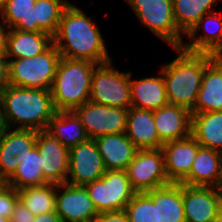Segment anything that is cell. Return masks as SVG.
Returning a JSON list of instances; mask_svg holds the SVG:
<instances>
[{
	"label": "cell",
	"instance_id": "cell-10",
	"mask_svg": "<svg viewBox=\"0 0 222 222\" xmlns=\"http://www.w3.org/2000/svg\"><path fill=\"white\" fill-rule=\"evenodd\" d=\"M73 111L79 117L89 139L105 134L126 133L128 109L87 101Z\"/></svg>",
	"mask_w": 222,
	"mask_h": 222
},
{
	"label": "cell",
	"instance_id": "cell-18",
	"mask_svg": "<svg viewBox=\"0 0 222 222\" xmlns=\"http://www.w3.org/2000/svg\"><path fill=\"white\" fill-rule=\"evenodd\" d=\"M159 140L164 144L191 134V112L175 104H166L153 111Z\"/></svg>",
	"mask_w": 222,
	"mask_h": 222
},
{
	"label": "cell",
	"instance_id": "cell-43",
	"mask_svg": "<svg viewBox=\"0 0 222 222\" xmlns=\"http://www.w3.org/2000/svg\"><path fill=\"white\" fill-rule=\"evenodd\" d=\"M0 222H10L9 219L0 216Z\"/></svg>",
	"mask_w": 222,
	"mask_h": 222
},
{
	"label": "cell",
	"instance_id": "cell-9",
	"mask_svg": "<svg viewBox=\"0 0 222 222\" xmlns=\"http://www.w3.org/2000/svg\"><path fill=\"white\" fill-rule=\"evenodd\" d=\"M126 173L136 193L148 192L170 184L161 148L137 150L127 166Z\"/></svg>",
	"mask_w": 222,
	"mask_h": 222
},
{
	"label": "cell",
	"instance_id": "cell-30",
	"mask_svg": "<svg viewBox=\"0 0 222 222\" xmlns=\"http://www.w3.org/2000/svg\"><path fill=\"white\" fill-rule=\"evenodd\" d=\"M218 0H173L175 22L183 37L207 13L215 11ZM214 7V8H213Z\"/></svg>",
	"mask_w": 222,
	"mask_h": 222
},
{
	"label": "cell",
	"instance_id": "cell-27",
	"mask_svg": "<svg viewBox=\"0 0 222 222\" xmlns=\"http://www.w3.org/2000/svg\"><path fill=\"white\" fill-rule=\"evenodd\" d=\"M18 166L15 172L5 181L16 190L27 187L41 186L49 183L43 176L41 155L35 145L29 152L16 157Z\"/></svg>",
	"mask_w": 222,
	"mask_h": 222
},
{
	"label": "cell",
	"instance_id": "cell-29",
	"mask_svg": "<svg viewBox=\"0 0 222 222\" xmlns=\"http://www.w3.org/2000/svg\"><path fill=\"white\" fill-rule=\"evenodd\" d=\"M35 2L36 0H7L0 8V18L9 29L38 32Z\"/></svg>",
	"mask_w": 222,
	"mask_h": 222
},
{
	"label": "cell",
	"instance_id": "cell-35",
	"mask_svg": "<svg viewBox=\"0 0 222 222\" xmlns=\"http://www.w3.org/2000/svg\"><path fill=\"white\" fill-rule=\"evenodd\" d=\"M35 215L32 214L19 200L9 218L10 222H33Z\"/></svg>",
	"mask_w": 222,
	"mask_h": 222
},
{
	"label": "cell",
	"instance_id": "cell-47",
	"mask_svg": "<svg viewBox=\"0 0 222 222\" xmlns=\"http://www.w3.org/2000/svg\"><path fill=\"white\" fill-rule=\"evenodd\" d=\"M218 57L222 60V53L220 55H218Z\"/></svg>",
	"mask_w": 222,
	"mask_h": 222
},
{
	"label": "cell",
	"instance_id": "cell-28",
	"mask_svg": "<svg viewBox=\"0 0 222 222\" xmlns=\"http://www.w3.org/2000/svg\"><path fill=\"white\" fill-rule=\"evenodd\" d=\"M46 131L69 149L89 139L73 110L56 111Z\"/></svg>",
	"mask_w": 222,
	"mask_h": 222
},
{
	"label": "cell",
	"instance_id": "cell-34",
	"mask_svg": "<svg viewBox=\"0 0 222 222\" xmlns=\"http://www.w3.org/2000/svg\"><path fill=\"white\" fill-rule=\"evenodd\" d=\"M19 201V195L15 188L6 183L0 187V216L9 219Z\"/></svg>",
	"mask_w": 222,
	"mask_h": 222
},
{
	"label": "cell",
	"instance_id": "cell-36",
	"mask_svg": "<svg viewBox=\"0 0 222 222\" xmlns=\"http://www.w3.org/2000/svg\"><path fill=\"white\" fill-rule=\"evenodd\" d=\"M94 222H130L125 211L100 213Z\"/></svg>",
	"mask_w": 222,
	"mask_h": 222
},
{
	"label": "cell",
	"instance_id": "cell-41",
	"mask_svg": "<svg viewBox=\"0 0 222 222\" xmlns=\"http://www.w3.org/2000/svg\"><path fill=\"white\" fill-rule=\"evenodd\" d=\"M215 222H222V205H221V207L218 210Z\"/></svg>",
	"mask_w": 222,
	"mask_h": 222
},
{
	"label": "cell",
	"instance_id": "cell-13",
	"mask_svg": "<svg viewBox=\"0 0 222 222\" xmlns=\"http://www.w3.org/2000/svg\"><path fill=\"white\" fill-rule=\"evenodd\" d=\"M185 222H215L222 205L218 187L190 186L182 183Z\"/></svg>",
	"mask_w": 222,
	"mask_h": 222
},
{
	"label": "cell",
	"instance_id": "cell-46",
	"mask_svg": "<svg viewBox=\"0 0 222 222\" xmlns=\"http://www.w3.org/2000/svg\"><path fill=\"white\" fill-rule=\"evenodd\" d=\"M2 89H3V87L0 85V104H1Z\"/></svg>",
	"mask_w": 222,
	"mask_h": 222
},
{
	"label": "cell",
	"instance_id": "cell-16",
	"mask_svg": "<svg viewBox=\"0 0 222 222\" xmlns=\"http://www.w3.org/2000/svg\"><path fill=\"white\" fill-rule=\"evenodd\" d=\"M218 14L216 11L205 14L185 35L188 41L182 43L181 49L191 53L220 55L222 53V14ZM200 28L205 33L202 32L197 37Z\"/></svg>",
	"mask_w": 222,
	"mask_h": 222
},
{
	"label": "cell",
	"instance_id": "cell-37",
	"mask_svg": "<svg viewBox=\"0 0 222 222\" xmlns=\"http://www.w3.org/2000/svg\"><path fill=\"white\" fill-rule=\"evenodd\" d=\"M8 84V59L0 54V85L4 88Z\"/></svg>",
	"mask_w": 222,
	"mask_h": 222
},
{
	"label": "cell",
	"instance_id": "cell-8",
	"mask_svg": "<svg viewBox=\"0 0 222 222\" xmlns=\"http://www.w3.org/2000/svg\"><path fill=\"white\" fill-rule=\"evenodd\" d=\"M98 214L124 211L136 193L126 170H106L98 180L85 185Z\"/></svg>",
	"mask_w": 222,
	"mask_h": 222
},
{
	"label": "cell",
	"instance_id": "cell-22",
	"mask_svg": "<svg viewBox=\"0 0 222 222\" xmlns=\"http://www.w3.org/2000/svg\"><path fill=\"white\" fill-rule=\"evenodd\" d=\"M222 178V153L199 147L189 175L181 182L190 186L218 187Z\"/></svg>",
	"mask_w": 222,
	"mask_h": 222
},
{
	"label": "cell",
	"instance_id": "cell-40",
	"mask_svg": "<svg viewBox=\"0 0 222 222\" xmlns=\"http://www.w3.org/2000/svg\"><path fill=\"white\" fill-rule=\"evenodd\" d=\"M6 128L7 127H6L5 121L2 117V115L0 114V141L2 139L3 133L6 130Z\"/></svg>",
	"mask_w": 222,
	"mask_h": 222
},
{
	"label": "cell",
	"instance_id": "cell-33",
	"mask_svg": "<svg viewBox=\"0 0 222 222\" xmlns=\"http://www.w3.org/2000/svg\"><path fill=\"white\" fill-rule=\"evenodd\" d=\"M130 222H157V206L146 193H135L124 210Z\"/></svg>",
	"mask_w": 222,
	"mask_h": 222
},
{
	"label": "cell",
	"instance_id": "cell-15",
	"mask_svg": "<svg viewBox=\"0 0 222 222\" xmlns=\"http://www.w3.org/2000/svg\"><path fill=\"white\" fill-rule=\"evenodd\" d=\"M199 147L191 134L163 144L161 149L170 183H181L189 175Z\"/></svg>",
	"mask_w": 222,
	"mask_h": 222
},
{
	"label": "cell",
	"instance_id": "cell-32",
	"mask_svg": "<svg viewBox=\"0 0 222 222\" xmlns=\"http://www.w3.org/2000/svg\"><path fill=\"white\" fill-rule=\"evenodd\" d=\"M69 4L68 0H36L35 21L38 23V32H45L53 37L62 13Z\"/></svg>",
	"mask_w": 222,
	"mask_h": 222
},
{
	"label": "cell",
	"instance_id": "cell-4",
	"mask_svg": "<svg viewBox=\"0 0 222 222\" xmlns=\"http://www.w3.org/2000/svg\"><path fill=\"white\" fill-rule=\"evenodd\" d=\"M97 65L61 57L50 90L56 111H71L89 101L93 71Z\"/></svg>",
	"mask_w": 222,
	"mask_h": 222
},
{
	"label": "cell",
	"instance_id": "cell-21",
	"mask_svg": "<svg viewBox=\"0 0 222 222\" xmlns=\"http://www.w3.org/2000/svg\"><path fill=\"white\" fill-rule=\"evenodd\" d=\"M126 135L138 150L163 146L155 127L153 111L150 110L136 107L128 109Z\"/></svg>",
	"mask_w": 222,
	"mask_h": 222
},
{
	"label": "cell",
	"instance_id": "cell-3",
	"mask_svg": "<svg viewBox=\"0 0 222 222\" xmlns=\"http://www.w3.org/2000/svg\"><path fill=\"white\" fill-rule=\"evenodd\" d=\"M179 55L160 67L169 104L194 108L205 67L216 57L208 53H191L173 48Z\"/></svg>",
	"mask_w": 222,
	"mask_h": 222
},
{
	"label": "cell",
	"instance_id": "cell-2",
	"mask_svg": "<svg viewBox=\"0 0 222 222\" xmlns=\"http://www.w3.org/2000/svg\"><path fill=\"white\" fill-rule=\"evenodd\" d=\"M55 112L49 90L9 84L2 89L0 114L7 128L44 131Z\"/></svg>",
	"mask_w": 222,
	"mask_h": 222
},
{
	"label": "cell",
	"instance_id": "cell-23",
	"mask_svg": "<svg viewBox=\"0 0 222 222\" xmlns=\"http://www.w3.org/2000/svg\"><path fill=\"white\" fill-rule=\"evenodd\" d=\"M53 44V37L45 32H29L9 29L6 39L8 60L32 58L46 51Z\"/></svg>",
	"mask_w": 222,
	"mask_h": 222
},
{
	"label": "cell",
	"instance_id": "cell-26",
	"mask_svg": "<svg viewBox=\"0 0 222 222\" xmlns=\"http://www.w3.org/2000/svg\"><path fill=\"white\" fill-rule=\"evenodd\" d=\"M191 135L201 147L222 153V111L191 114Z\"/></svg>",
	"mask_w": 222,
	"mask_h": 222
},
{
	"label": "cell",
	"instance_id": "cell-6",
	"mask_svg": "<svg viewBox=\"0 0 222 222\" xmlns=\"http://www.w3.org/2000/svg\"><path fill=\"white\" fill-rule=\"evenodd\" d=\"M143 26L168 43L181 48L184 35L175 22L173 0H125Z\"/></svg>",
	"mask_w": 222,
	"mask_h": 222
},
{
	"label": "cell",
	"instance_id": "cell-7",
	"mask_svg": "<svg viewBox=\"0 0 222 222\" xmlns=\"http://www.w3.org/2000/svg\"><path fill=\"white\" fill-rule=\"evenodd\" d=\"M89 101L113 107H131L130 71L116 70L112 60L98 64L92 76Z\"/></svg>",
	"mask_w": 222,
	"mask_h": 222
},
{
	"label": "cell",
	"instance_id": "cell-24",
	"mask_svg": "<svg viewBox=\"0 0 222 222\" xmlns=\"http://www.w3.org/2000/svg\"><path fill=\"white\" fill-rule=\"evenodd\" d=\"M130 72L131 107L154 111L168 104L161 70L157 77L133 79Z\"/></svg>",
	"mask_w": 222,
	"mask_h": 222
},
{
	"label": "cell",
	"instance_id": "cell-20",
	"mask_svg": "<svg viewBox=\"0 0 222 222\" xmlns=\"http://www.w3.org/2000/svg\"><path fill=\"white\" fill-rule=\"evenodd\" d=\"M222 111V60L216 56L204 70L191 114Z\"/></svg>",
	"mask_w": 222,
	"mask_h": 222
},
{
	"label": "cell",
	"instance_id": "cell-38",
	"mask_svg": "<svg viewBox=\"0 0 222 222\" xmlns=\"http://www.w3.org/2000/svg\"><path fill=\"white\" fill-rule=\"evenodd\" d=\"M33 222H62L56 211L42 213L35 216Z\"/></svg>",
	"mask_w": 222,
	"mask_h": 222
},
{
	"label": "cell",
	"instance_id": "cell-12",
	"mask_svg": "<svg viewBox=\"0 0 222 222\" xmlns=\"http://www.w3.org/2000/svg\"><path fill=\"white\" fill-rule=\"evenodd\" d=\"M56 213L62 222H94L99 215L85 186L69 183L56 184Z\"/></svg>",
	"mask_w": 222,
	"mask_h": 222
},
{
	"label": "cell",
	"instance_id": "cell-17",
	"mask_svg": "<svg viewBox=\"0 0 222 222\" xmlns=\"http://www.w3.org/2000/svg\"><path fill=\"white\" fill-rule=\"evenodd\" d=\"M37 131L6 128L0 141V177L6 181L16 170V157L29 152L36 144Z\"/></svg>",
	"mask_w": 222,
	"mask_h": 222
},
{
	"label": "cell",
	"instance_id": "cell-5",
	"mask_svg": "<svg viewBox=\"0 0 222 222\" xmlns=\"http://www.w3.org/2000/svg\"><path fill=\"white\" fill-rule=\"evenodd\" d=\"M61 54L54 44L32 58L8 60V84L51 90Z\"/></svg>",
	"mask_w": 222,
	"mask_h": 222
},
{
	"label": "cell",
	"instance_id": "cell-31",
	"mask_svg": "<svg viewBox=\"0 0 222 222\" xmlns=\"http://www.w3.org/2000/svg\"><path fill=\"white\" fill-rule=\"evenodd\" d=\"M19 200L35 216L56 211V184L47 183L17 190Z\"/></svg>",
	"mask_w": 222,
	"mask_h": 222
},
{
	"label": "cell",
	"instance_id": "cell-45",
	"mask_svg": "<svg viewBox=\"0 0 222 222\" xmlns=\"http://www.w3.org/2000/svg\"><path fill=\"white\" fill-rule=\"evenodd\" d=\"M5 184V181L0 177V187Z\"/></svg>",
	"mask_w": 222,
	"mask_h": 222
},
{
	"label": "cell",
	"instance_id": "cell-14",
	"mask_svg": "<svg viewBox=\"0 0 222 222\" xmlns=\"http://www.w3.org/2000/svg\"><path fill=\"white\" fill-rule=\"evenodd\" d=\"M35 145L41 155L44 178L49 183H66L69 169V148L62 145L46 130L37 131Z\"/></svg>",
	"mask_w": 222,
	"mask_h": 222
},
{
	"label": "cell",
	"instance_id": "cell-25",
	"mask_svg": "<svg viewBox=\"0 0 222 222\" xmlns=\"http://www.w3.org/2000/svg\"><path fill=\"white\" fill-rule=\"evenodd\" d=\"M146 193L157 206V222H185L182 183H170Z\"/></svg>",
	"mask_w": 222,
	"mask_h": 222
},
{
	"label": "cell",
	"instance_id": "cell-11",
	"mask_svg": "<svg viewBox=\"0 0 222 222\" xmlns=\"http://www.w3.org/2000/svg\"><path fill=\"white\" fill-rule=\"evenodd\" d=\"M105 172L106 168L94 139H88L69 149V177L66 183L85 186L100 179Z\"/></svg>",
	"mask_w": 222,
	"mask_h": 222
},
{
	"label": "cell",
	"instance_id": "cell-39",
	"mask_svg": "<svg viewBox=\"0 0 222 222\" xmlns=\"http://www.w3.org/2000/svg\"><path fill=\"white\" fill-rule=\"evenodd\" d=\"M9 28L1 21L0 22V54L6 53V39Z\"/></svg>",
	"mask_w": 222,
	"mask_h": 222
},
{
	"label": "cell",
	"instance_id": "cell-42",
	"mask_svg": "<svg viewBox=\"0 0 222 222\" xmlns=\"http://www.w3.org/2000/svg\"><path fill=\"white\" fill-rule=\"evenodd\" d=\"M218 190H219V192H220L221 195H222V178H221L220 184H219V186H218Z\"/></svg>",
	"mask_w": 222,
	"mask_h": 222
},
{
	"label": "cell",
	"instance_id": "cell-19",
	"mask_svg": "<svg viewBox=\"0 0 222 222\" xmlns=\"http://www.w3.org/2000/svg\"><path fill=\"white\" fill-rule=\"evenodd\" d=\"M94 141L106 170H126L138 150L126 133L105 134Z\"/></svg>",
	"mask_w": 222,
	"mask_h": 222
},
{
	"label": "cell",
	"instance_id": "cell-44",
	"mask_svg": "<svg viewBox=\"0 0 222 222\" xmlns=\"http://www.w3.org/2000/svg\"><path fill=\"white\" fill-rule=\"evenodd\" d=\"M7 0H0V8L5 4Z\"/></svg>",
	"mask_w": 222,
	"mask_h": 222
},
{
	"label": "cell",
	"instance_id": "cell-1",
	"mask_svg": "<svg viewBox=\"0 0 222 222\" xmlns=\"http://www.w3.org/2000/svg\"><path fill=\"white\" fill-rule=\"evenodd\" d=\"M53 44L62 57L103 64L111 61L101 31L83 9L70 4L62 13Z\"/></svg>",
	"mask_w": 222,
	"mask_h": 222
}]
</instances>
